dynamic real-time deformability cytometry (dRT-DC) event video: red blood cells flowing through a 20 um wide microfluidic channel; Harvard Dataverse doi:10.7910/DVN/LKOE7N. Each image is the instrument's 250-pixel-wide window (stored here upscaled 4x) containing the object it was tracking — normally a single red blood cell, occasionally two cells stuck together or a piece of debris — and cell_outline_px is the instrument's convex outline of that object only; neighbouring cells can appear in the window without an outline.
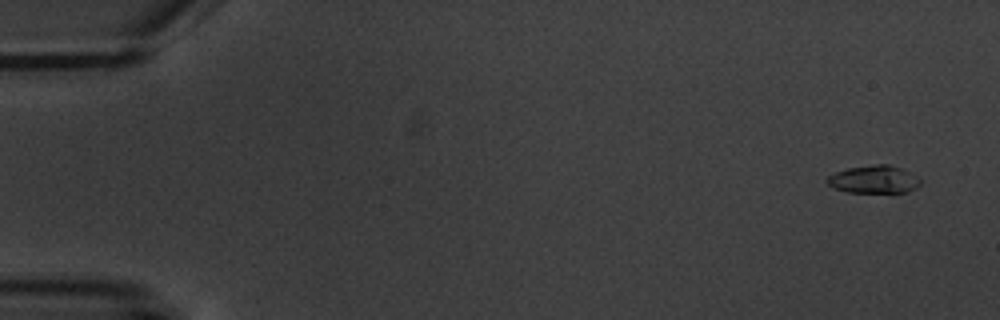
{"species": "common noctule bat (a hibernating species)", "species_latin": "Nyctalus noctula", "temperature_condition": "warm", "stored_images_in_passage": 5, "camera_frame_rate_fps": 3000, "um_per_image_px": 0.085, "animal": {"sex": "male", "body_mass_g": 20.1, "forearm_length_mm": 53.5}, "frame": {"image": 1, "passage_image": 1, "time_ms": 0.0, "image_size_px": [1000, 320], "cell_outline_px": [[920, 184], [916, 188], [908, 192], [848, 192], [832, 188], [824, 180], [828, 176], [836, 172], [848, 168], [876, 164], [888, 164], [900, 168], [916, 176], [920, 180]], "centroid_in_image_um": [74.25, 15.25], "position_along_channel_um": 10.8, "area_um2": 15.03}}
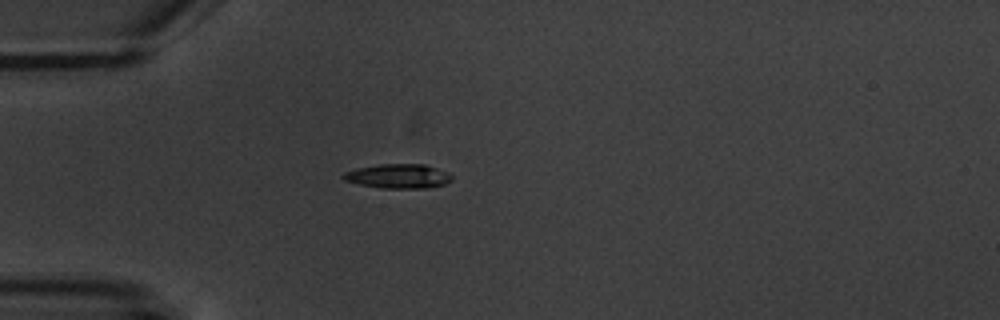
{"frame": {"image": 2, "passage_image": 5, "time_ms": 4.667, "image_size_px": [1000, 320], "cell_outline_px": [[452, 180], [444, 184], [424, 188], [380, 188], [360, 184], [344, 180], [340, 176], [344, 172], [356, 168], [380, 164], [424, 164], [448, 172], [452, 176]], "centroid_in_image_um": [33.83, 14.97], "position_along_channel_um": 51.2, "area_um2": 15.37}}